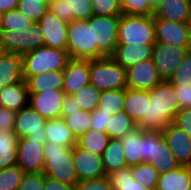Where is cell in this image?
<instances>
[{"label": "cell", "mask_w": 191, "mask_h": 190, "mask_svg": "<svg viewBox=\"0 0 191 190\" xmlns=\"http://www.w3.org/2000/svg\"><path fill=\"white\" fill-rule=\"evenodd\" d=\"M147 115L137 123L144 131L162 132L181 110L174 86L162 80L149 90Z\"/></svg>", "instance_id": "1"}, {"label": "cell", "mask_w": 191, "mask_h": 190, "mask_svg": "<svg viewBox=\"0 0 191 190\" xmlns=\"http://www.w3.org/2000/svg\"><path fill=\"white\" fill-rule=\"evenodd\" d=\"M45 166L43 174L70 186L77 184L78 176L73 162V147H64L52 142L44 144Z\"/></svg>", "instance_id": "2"}, {"label": "cell", "mask_w": 191, "mask_h": 190, "mask_svg": "<svg viewBox=\"0 0 191 190\" xmlns=\"http://www.w3.org/2000/svg\"><path fill=\"white\" fill-rule=\"evenodd\" d=\"M67 50L42 46L22 55L23 79L54 70H64L70 60Z\"/></svg>", "instance_id": "3"}, {"label": "cell", "mask_w": 191, "mask_h": 190, "mask_svg": "<svg viewBox=\"0 0 191 190\" xmlns=\"http://www.w3.org/2000/svg\"><path fill=\"white\" fill-rule=\"evenodd\" d=\"M89 78L100 91L127 88V69L111 56L89 60Z\"/></svg>", "instance_id": "4"}, {"label": "cell", "mask_w": 191, "mask_h": 190, "mask_svg": "<svg viewBox=\"0 0 191 190\" xmlns=\"http://www.w3.org/2000/svg\"><path fill=\"white\" fill-rule=\"evenodd\" d=\"M155 42L153 15H120L118 44H154Z\"/></svg>", "instance_id": "5"}, {"label": "cell", "mask_w": 191, "mask_h": 190, "mask_svg": "<svg viewBox=\"0 0 191 190\" xmlns=\"http://www.w3.org/2000/svg\"><path fill=\"white\" fill-rule=\"evenodd\" d=\"M120 15L91 16L87 21L92 25L93 45H97V58L111 56L118 45V24Z\"/></svg>", "instance_id": "6"}, {"label": "cell", "mask_w": 191, "mask_h": 190, "mask_svg": "<svg viewBox=\"0 0 191 190\" xmlns=\"http://www.w3.org/2000/svg\"><path fill=\"white\" fill-rule=\"evenodd\" d=\"M67 51L72 59L97 58V45H93L92 25L87 20H74L68 24Z\"/></svg>", "instance_id": "7"}, {"label": "cell", "mask_w": 191, "mask_h": 190, "mask_svg": "<svg viewBox=\"0 0 191 190\" xmlns=\"http://www.w3.org/2000/svg\"><path fill=\"white\" fill-rule=\"evenodd\" d=\"M0 42L6 53L23 55L44 46L42 29L38 22H35L27 29L18 30H0Z\"/></svg>", "instance_id": "8"}, {"label": "cell", "mask_w": 191, "mask_h": 190, "mask_svg": "<svg viewBox=\"0 0 191 190\" xmlns=\"http://www.w3.org/2000/svg\"><path fill=\"white\" fill-rule=\"evenodd\" d=\"M189 47L155 42L152 59L162 80H168L188 53Z\"/></svg>", "instance_id": "9"}, {"label": "cell", "mask_w": 191, "mask_h": 190, "mask_svg": "<svg viewBox=\"0 0 191 190\" xmlns=\"http://www.w3.org/2000/svg\"><path fill=\"white\" fill-rule=\"evenodd\" d=\"M46 120L30 105H27L16 112L13 131L18 138L27 137L45 144L47 140L45 134Z\"/></svg>", "instance_id": "10"}, {"label": "cell", "mask_w": 191, "mask_h": 190, "mask_svg": "<svg viewBox=\"0 0 191 190\" xmlns=\"http://www.w3.org/2000/svg\"><path fill=\"white\" fill-rule=\"evenodd\" d=\"M44 144L27 137L19 138L17 148V165L24 173H43Z\"/></svg>", "instance_id": "11"}, {"label": "cell", "mask_w": 191, "mask_h": 190, "mask_svg": "<svg viewBox=\"0 0 191 190\" xmlns=\"http://www.w3.org/2000/svg\"><path fill=\"white\" fill-rule=\"evenodd\" d=\"M44 46L67 50L68 22L57 17L50 9L38 21Z\"/></svg>", "instance_id": "12"}, {"label": "cell", "mask_w": 191, "mask_h": 190, "mask_svg": "<svg viewBox=\"0 0 191 190\" xmlns=\"http://www.w3.org/2000/svg\"><path fill=\"white\" fill-rule=\"evenodd\" d=\"M155 41L190 47L191 34L187 23L154 18Z\"/></svg>", "instance_id": "13"}, {"label": "cell", "mask_w": 191, "mask_h": 190, "mask_svg": "<svg viewBox=\"0 0 191 190\" xmlns=\"http://www.w3.org/2000/svg\"><path fill=\"white\" fill-rule=\"evenodd\" d=\"M161 81L152 58L127 69V87L130 89L149 91Z\"/></svg>", "instance_id": "14"}, {"label": "cell", "mask_w": 191, "mask_h": 190, "mask_svg": "<svg viewBox=\"0 0 191 190\" xmlns=\"http://www.w3.org/2000/svg\"><path fill=\"white\" fill-rule=\"evenodd\" d=\"M65 92L63 90H45L40 93H29L28 105L45 119H57L61 116V108Z\"/></svg>", "instance_id": "15"}, {"label": "cell", "mask_w": 191, "mask_h": 190, "mask_svg": "<svg viewBox=\"0 0 191 190\" xmlns=\"http://www.w3.org/2000/svg\"><path fill=\"white\" fill-rule=\"evenodd\" d=\"M73 162L79 181L106 176L102 155L73 146Z\"/></svg>", "instance_id": "16"}, {"label": "cell", "mask_w": 191, "mask_h": 190, "mask_svg": "<svg viewBox=\"0 0 191 190\" xmlns=\"http://www.w3.org/2000/svg\"><path fill=\"white\" fill-rule=\"evenodd\" d=\"M161 133L177 163L180 166L191 167V137L173 123Z\"/></svg>", "instance_id": "17"}, {"label": "cell", "mask_w": 191, "mask_h": 190, "mask_svg": "<svg viewBox=\"0 0 191 190\" xmlns=\"http://www.w3.org/2000/svg\"><path fill=\"white\" fill-rule=\"evenodd\" d=\"M49 9L68 23L74 20H88L94 15L91 0H51Z\"/></svg>", "instance_id": "18"}, {"label": "cell", "mask_w": 191, "mask_h": 190, "mask_svg": "<svg viewBox=\"0 0 191 190\" xmlns=\"http://www.w3.org/2000/svg\"><path fill=\"white\" fill-rule=\"evenodd\" d=\"M63 71V91L66 95H72L81 87L90 84L89 60L71 58Z\"/></svg>", "instance_id": "19"}, {"label": "cell", "mask_w": 191, "mask_h": 190, "mask_svg": "<svg viewBox=\"0 0 191 190\" xmlns=\"http://www.w3.org/2000/svg\"><path fill=\"white\" fill-rule=\"evenodd\" d=\"M154 44H118L111 57L123 68L151 59Z\"/></svg>", "instance_id": "20"}, {"label": "cell", "mask_w": 191, "mask_h": 190, "mask_svg": "<svg viewBox=\"0 0 191 190\" xmlns=\"http://www.w3.org/2000/svg\"><path fill=\"white\" fill-rule=\"evenodd\" d=\"M147 163L156 167L159 174L167 173L180 166L161 132H153L152 156Z\"/></svg>", "instance_id": "21"}, {"label": "cell", "mask_w": 191, "mask_h": 190, "mask_svg": "<svg viewBox=\"0 0 191 190\" xmlns=\"http://www.w3.org/2000/svg\"><path fill=\"white\" fill-rule=\"evenodd\" d=\"M191 0H163L154 10L153 17L187 23Z\"/></svg>", "instance_id": "22"}, {"label": "cell", "mask_w": 191, "mask_h": 190, "mask_svg": "<svg viewBox=\"0 0 191 190\" xmlns=\"http://www.w3.org/2000/svg\"><path fill=\"white\" fill-rule=\"evenodd\" d=\"M29 91L26 81L0 88V106L18 112L28 105Z\"/></svg>", "instance_id": "23"}, {"label": "cell", "mask_w": 191, "mask_h": 190, "mask_svg": "<svg viewBox=\"0 0 191 190\" xmlns=\"http://www.w3.org/2000/svg\"><path fill=\"white\" fill-rule=\"evenodd\" d=\"M22 55L5 53L0 57V88L23 81Z\"/></svg>", "instance_id": "24"}, {"label": "cell", "mask_w": 191, "mask_h": 190, "mask_svg": "<svg viewBox=\"0 0 191 190\" xmlns=\"http://www.w3.org/2000/svg\"><path fill=\"white\" fill-rule=\"evenodd\" d=\"M123 153L128 166L142 163L143 130L140 126L127 131L122 137Z\"/></svg>", "instance_id": "25"}, {"label": "cell", "mask_w": 191, "mask_h": 190, "mask_svg": "<svg viewBox=\"0 0 191 190\" xmlns=\"http://www.w3.org/2000/svg\"><path fill=\"white\" fill-rule=\"evenodd\" d=\"M191 187V167L179 166L164 174H159L155 190H189Z\"/></svg>", "instance_id": "26"}, {"label": "cell", "mask_w": 191, "mask_h": 190, "mask_svg": "<svg viewBox=\"0 0 191 190\" xmlns=\"http://www.w3.org/2000/svg\"><path fill=\"white\" fill-rule=\"evenodd\" d=\"M148 101H150L149 91L124 89V111L138 123L142 116L147 115Z\"/></svg>", "instance_id": "27"}, {"label": "cell", "mask_w": 191, "mask_h": 190, "mask_svg": "<svg viewBox=\"0 0 191 190\" xmlns=\"http://www.w3.org/2000/svg\"><path fill=\"white\" fill-rule=\"evenodd\" d=\"M29 93H40L45 90H63L64 71L54 70L28 77L26 80Z\"/></svg>", "instance_id": "28"}, {"label": "cell", "mask_w": 191, "mask_h": 190, "mask_svg": "<svg viewBox=\"0 0 191 190\" xmlns=\"http://www.w3.org/2000/svg\"><path fill=\"white\" fill-rule=\"evenodd\" d=\"M46 142L56 143L64 147H73L77 139L63 118L48 119L45 122Z\"/></svg>", "instance_id": "29"}, {"label": "cell", "mask_w": 191, "mask_h": 190, "mask_svg": "<svg viewBox=\"0 0 191 190\" xmlns=\"http://www.w3.org/2000/svg\"><path fill=\"white\" fill-rule=\"evenodd\" d=\"M103 166L106 175L127 167L121 139H110L102 153Z\"/></svg>", "instance_id": "30"}, {"label": "cell", "mask_w": 191, "mask_h": 190, "mask_svg": "<svg viewBox=\"0 0 191 190\" xmlns=\"http://www.w3.org/2000/svg\"><path fill=\"white\" fill-rule=\"evenodd\" d=\"M18 140L15 132H0V169L17 165Z\"/></svg>", "instance_id": "31"}, {"label": "cell", "mask_w": 191, "mask_h": 190, "mask_svg": "<svg viewBox=\"0 0 191 190\" xmlns=\"http://www.w3.org/2000/svg\"><path fill=\"white\" fill-rule=\"evenodd\" d=\"M110 137L106 132L89 129L84 135L77 139V146L93 154L102 155L106 149Z\"/></svg>", "instance_id": "32"}, {"label": "cell", "mask_w": 191, "mask_h": 190, "mask_svg": "<svg viewBox=\"0 0 191 190\" xmlns=\"http://www.w3.org/2000/svg\"><path fill=\"white\" fill-rule=\"evenodd\" d=\"M106 176L114 190H155L146 188L138 183L132 176L131 166H127Z\"/></svg>", "instance_id": "33"}, {"label": "cell", "mask_w": 191, "mask_h": 190, "mask_svg": "<svg viewBox=\"0 0 191 190\" xmlns=\"http://www.w3.org/2000/svg\"><path fill=\"white\" fill-rule=\"evenodd\" d=\"M137 123L125 112L112 114L106 126V133L110 139H121L129 130L135 128Z\"/></svg>", "instance_id": "34"}, {"label": "cell", "mask_w": 191, "mask_h": 190, "mask_svg": "<svg viewBox=\"0 0 191 190\" xmlns=\"http://www.w3.org/2000/svg\"><path fill=\"white\" fill-rule=\"evenodd\" d=\"M97 109L111 115L124 111V89L101 91Z\"/></svg>", "instance_id": "35"}, {"label": "cell", "mask_w": 191, "mask_h": 190, "mask_svg": "<svg viewBox=\"0 0 191 190\" xmlns=\"http://www.w3.org/2000/svg\"><path fill=\"white\" fill-rule=\"evenodd\" d=\"M100 94L101 91L96 86L88 84L74 92L72 97H74L82 110L93 112L97 109L100 102Z\"/></svg>", "instance_id": "36"}, {"label": "cell", "mask_w": 191, "mask_h": 190, "mask_svg": "<svg viewBox=\"0 0 191 190\" xmlns=\"http://www.w3.org/2000/svg\"><path fill=\"white\" fill-rule=\"evenodd\" d=\"M63 120L76 139H78L90 129L91 112L82 109L79 111L68 112V116L63 117Z\"/></svg>", "instance_id": "37"}, {"label": "cell", "mask_w": 191, "mask_h": 190, "mask_svg": "<svg viewBox=\"0 0 191 190\" xmlns=\"http://www.w3.org/2000/svg\"><path fill=\"white\" fill-rule=\"evenodd\" d=\"M131 173L133 178L149 189H156L159 173L151 164L147 162L131 166Z\"/></svg>", "instance_id": "38"}, {"label": "cell", "mask_w": 191, "mask_h": 190, "mask_svg": "<svg viewBox=\"0 0 191 190\" xmlns=\"http://www.w3.org/2000/svg\"><path fill=\"white\" fill-rule=\"evenodd\" d=\"M34 23L35 21L28 18L16 8L3 13L1 29L17 32L18 30L27 29V27H30Z\"/></svg>", "instance_id": "39"}, {"label": "cell", "mask_w": 191, "mask_h": 190, "mask_svg": "<svg viewBox=\"0 0 191 190\" xmlns=\"http://www.w3.org/2000/svg\"><path fill=\"white\" fill-rule=\"evenodd\" d=\"M20 12L28 18L38 22L41 17L49 10L48 0H20L18 7Z\"/></svg>", "instance_id": "40"}, {"label": "cell", "mask_w": 191, "mask_h": 190, "mask_svg": "<svg viewBox=\"0 0 191 190\" xmlns=\"http://www.w3.org/2000/svg\"><path fill=\"white\" fill-rule=\"evenodd\" d=\"M23 175L18 165L0 169V190H18Z\"/></svg>", "instance_id": "41"}, {"label": "cell", "mask_w": 191, "mask_h": 190, "mask_svg": "<svg viewBox=\"0 0 191 190\" xmlns=\"http://www.w3.org/2000/svg\"><path fill=\"white\" fill-rule=\"evenodd\" d=\"M172 85H191V52L185 55L175 73L167 80Z\"/></svg>", "instance_id": "42"}, {"label": "cell", "mask_w": 191, "mask_h": 190, "mask_svg": "<svg viewBox=\"0 0 191 190\" xmlns=\"http://www.w3.org/2000/svg\"><path fill=\"white\" fill-rule=\"evenodd\" d=\"M120 5L125 15L149 16L154 13L149 0H120Z\"/></svg>", "instance_id": "43"}, {"label": "cell", "mask_w": 191, "mask_h": 190, "mask_svg": "<svg viewBox=\"0 0 191 190\" xmlns=\"http://www.w3.org/2000/svg\"><path fill=\"white\" fill-rule=\"evenodd\" d=\"M95 16L122 15L120 0H91Z\"/></svg>", "instance_id": "44"}, {"label": "cell", "mask_w": 191, "mask_h": 190, "mask_svg": "<svg viewBox=\"0 0 191 190\" xmlns=\"http://www.w3.org/2000/svg\"><path fill=\"white\" fill-rule=\"evenodd\" d=\"M74 190H114L107 176L78 181Z\"/></svg>", "instance_id": "45"}, {"label": "cell", "mask_w": 191, "mask_h": 190, "mask_svg": "<svg viewBox=\"0 0 191 190\" xmlns=\"http://www.w3.org/2000/svg\"><path fill=\"white\" fill-rule=\"evenodd\" d=\"M18 190H44V174L24 173Z\"/></svg>", "instance_id": "46"}, {"label": "cell", "mask_w": 191, "mask_h": 190, "mask_svg": "<svg viewBox=\"0 0 191 190\" xmlns=\"http://www.w3.org/2000/svg\"><path fill=\"white\" fill-rule=\"evenodd\" d=\"M111 116L112 115L110 113L101 112L100 110L95 109L91 112L90 129L106 132V126L108 125Z\"/></svg>", "instance_id": "47"}, {"label": "cell", "mask_w": 191, "mask_h": 190, "mask_svg": "<svg viewBox=\"0 0 191 190\" xmlns=\"http://www.w3.org/2000/svg\"><path fill=\"white\" fill-rule=\"evenodd\" d=\"M172 123L191 137V107L181 109Z\"/></svg>", "instance_id": "48"}, {"label": "cell", "mask_w": 191, "mask_h": 190, "mask_svg": "<svg viewBox=\"0 0 191 190\" xmlns=\"http://www.w3.org/2000/svg\"><path fill=\"white\" fill-rule=\"evenodd\" d=\"M15 111L0 106V132H14Z\"/></svg>", "instance_id": "49"}, {"label": "cell", "mask_w": 191, "mask_h": 190, "mask_svg": "<svg viewBox=\"0 0 191 190\" xmlns=\"http://www.w3.org/2000/svg\"><path fill=\"white\" fill-rule=\"evenodd\" d=\"M174 91L177 95V98L180 103V108H190L191 107V85L189 86H181V85H173Z\"/></svg>", "instance_id": "50"}, {"label": "cell", "mask_w": 191, "mask_h": 190, "mask_svg": "<svg viewBox=\"0 0 191 190\" xmlns=\"http://www.w3.org/2000/svg\"><path fill=\"white\" fill-rule=\"evenodd\" d=\"M153 150V131L143 130V154L142 163L148 162Z\"/></svg>", "instance_id": "51"}, {"label": "cell", "mask_w": 191, "mask_h": 190, "mask_svg": "<svg viewBox=\"0 0 191 190\" xmlns=\"http://www.w3.org/2000/svg\"><path fill=\"white\" fill-rule=\"evenodd\" d=\"M79 110H81V108L79 104L77 103V101L74 99V97H72V95L65 94L63 98L60 118L68 116V112H74Z\"/></svg>", "instance_id": "52"}, {"label": "cell", "mask_w": 191, "mask_h": 190, "mask_svg": "<svg viewBox=\"0 0 191 190\" xmlns=\"http://www.w3.org/2000/svg\"><path fill=\"white\" fill-rule=\"evenodd\" d=\"M44 190H74V186H70L44 175Z\"/></svg>", "instance_id": "53"}, {"label": "cell", "mask_w": 191, "mask_h": 190, "mask_svg": "<svg viewBox=\"0 0 191 190\" xmlns=\"http://www.w3.org/2000/svg\"><path fill=\"white\" fill-rule=\"evenodd\" d=\"M20 0H0V12L6 13L9 10L16 9Z\"/></svg>", "instance_id": "54"}, {"label": "cell", "mask_w": 191, "mask_h": 190, "mask_svg": "<svg viewBox=\"0 0 191 190\" xmlns=\"http://www.w3.org/2000/svg\"><path fill=\"white\" fill-rule=\"evenodd\" d=\"M163 0H149L150 6L155 10V8L162 2Z\"/></svg>", "instance_id": "55"}, {"label": "cell", "mask_w": 191, "mask_h": 190, "mask_svg": "<svg viewBox=\"0 0 191 190\" xmlns=\"http://www.w3.org/2000/svg\"><path fill=\"white\" fill-rule=\"evenodd\" d=\"M6 53L2 43L0 42V57L3 56Z\"/></svg>", "instance_id": "56"}, {"label": "cell", "mask_w": 191, "mask_h": 190, "mask_svg": "<svg viewBox=\"0 0 191 190\" xmlns=\"http://www.w3.org/2000/svg\"><path fill=\"white\" fill-rule=\"evenodd\" d=\"M188 27H189V31H190V34H191V13L189 14V18H188Z\"/></svg>", "instance_id": "57"}, {"label": "cell", "mask_w": 191, "mask_h": 190, "mask_svg": "<svg viewBox=\"0 0 191 190\" xmlns=\"http://www.w3.org/2000/svg\"><path fill=\"white\" fill-rule=\"evenodd\" d=\"M2 16H3V13L0 12V30H1V25H2Z\"/></svg>", "instance_id": "58"}]
</instances>
